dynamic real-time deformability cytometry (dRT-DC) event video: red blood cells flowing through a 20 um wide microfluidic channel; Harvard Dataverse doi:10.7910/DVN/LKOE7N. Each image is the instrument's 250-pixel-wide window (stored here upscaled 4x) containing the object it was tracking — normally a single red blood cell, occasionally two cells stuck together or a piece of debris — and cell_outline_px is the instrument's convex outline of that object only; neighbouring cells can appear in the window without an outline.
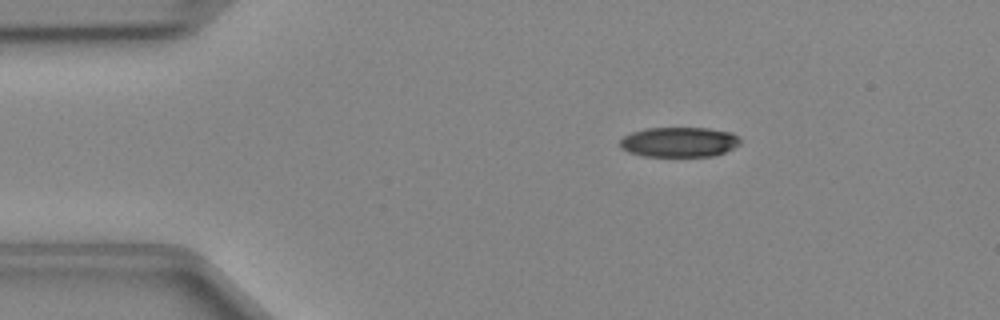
{"species": "Egyptian fruit bat (a non-hibernating species)", "species_latin": "Rousettus aegyptiacus", "temperature_condition": "cold", "stored_images_in_passage": 40, "camera_frame_rate_fps": 3000, "um_per_image_px": 0.085, "animal": {"sex": "female"}, "frame": {"image": 1, "passage_image": 1, "time_ms": 0.0, "image_size_px": [1000, 320], "cell_outline_px": [[740, 144], [716, 156], [644, 156], [628, 152], [620, 148], [620, 140], [624, 136], [632, 132], [644, 128], [708, 128], [732, 132], [740, 136]], "centroid_in_image_um": [57.74, 12.07], "position_along_channel_um": 27.3, "area_um2": 21.15}}
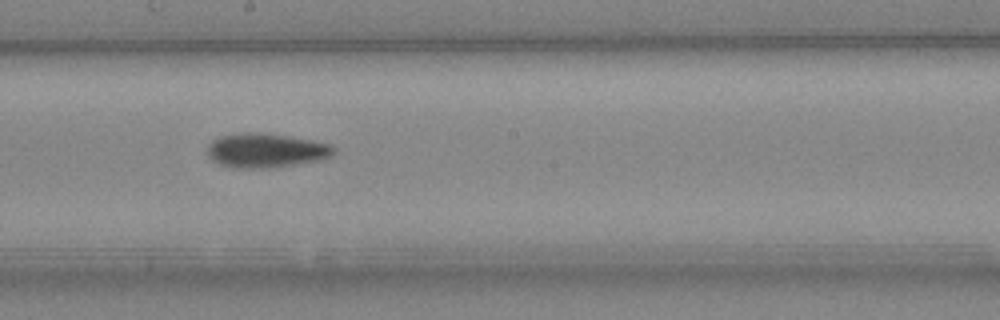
{"frame": {"image": 2, "passage_image": 19, "time_ms": 6.0, "image_size_px": [1000, 320], "cell_outline_px": [[336, 152], [332, 156], [324, 160], [268, 168], [232, 168], [220, 164], [212, 160], [208, 156], [208, 144], [212, 140], [220, 136], [244, 132], [256, 132], [312, 140], [332, 144], [336, 148]], "centroid_in_image_um": [22.63, 12.8], "position_along_channel_um": 225.6, "area_um2": 25.43}}
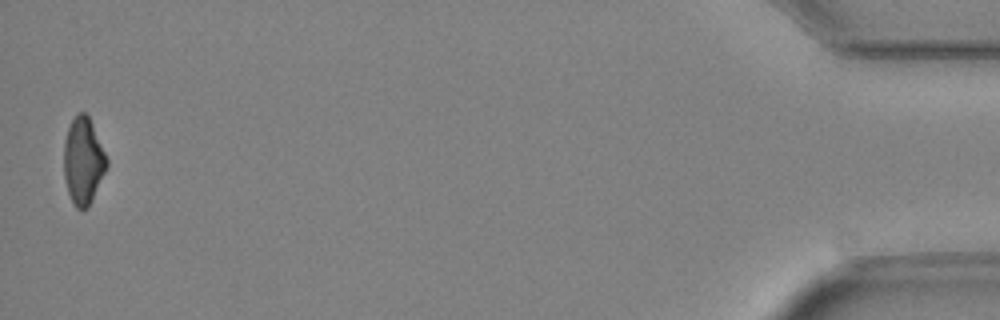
{"frame": {"image": 3, "passage_image": 40, "time_ms": 13.0, "image_size_px": [1000, 320], "cell_outline_px": [[108, 168], [92, 200], [84, 208], [76, 208], [68, 192], [64, 176], [64, 140], [68, 128], [76, 112], [84, 112], [88, 116], [92, 124], [108, 160]], "centroid_in_image_um": [7.08, 13.66], "position_along_channel_um": 428.1, "area_um2": 21.5}}